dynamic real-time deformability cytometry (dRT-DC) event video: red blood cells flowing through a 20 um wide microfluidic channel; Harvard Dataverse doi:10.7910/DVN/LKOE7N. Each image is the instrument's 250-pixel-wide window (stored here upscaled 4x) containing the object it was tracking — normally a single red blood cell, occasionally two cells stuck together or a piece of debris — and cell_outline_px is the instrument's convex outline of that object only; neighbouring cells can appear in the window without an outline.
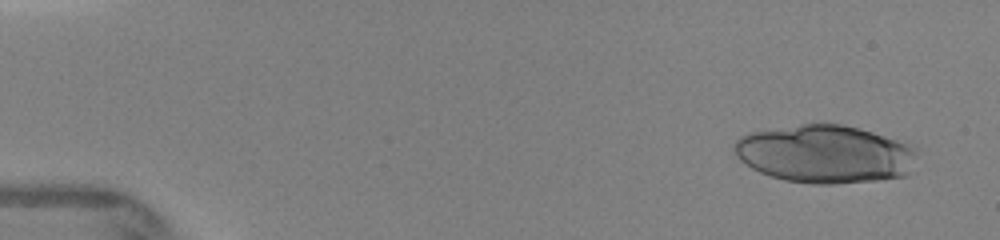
{"species": "human", "species_latin": "Homo sapiens", "temperature_condition": "warm", "stored_images_in_passage": 8, "camera_frame_rate_fps": 3000, "um_per_image_px": 0.085, "donor": {"sex": "female"}, "frame": {"image": 1, "passage_image": 2, "time_ms": 0.667, "image_size_px": [1000, 240], "cell_outline_px": [[916, 152], [908, 176], [876, 180], [832, 184], [812, 184], [784, 180], [760, 172], [752, 168], [740, 160], [736, 156], [732, 148], [736, 140], [740, 136], [748, 132], [812, 120], [844, 124], [908, 140], [916, 144]], "centroid_in_image_um": [70.15, 13.03], "position_along_channel_um": 14.8, "area_um2": 63.81}}